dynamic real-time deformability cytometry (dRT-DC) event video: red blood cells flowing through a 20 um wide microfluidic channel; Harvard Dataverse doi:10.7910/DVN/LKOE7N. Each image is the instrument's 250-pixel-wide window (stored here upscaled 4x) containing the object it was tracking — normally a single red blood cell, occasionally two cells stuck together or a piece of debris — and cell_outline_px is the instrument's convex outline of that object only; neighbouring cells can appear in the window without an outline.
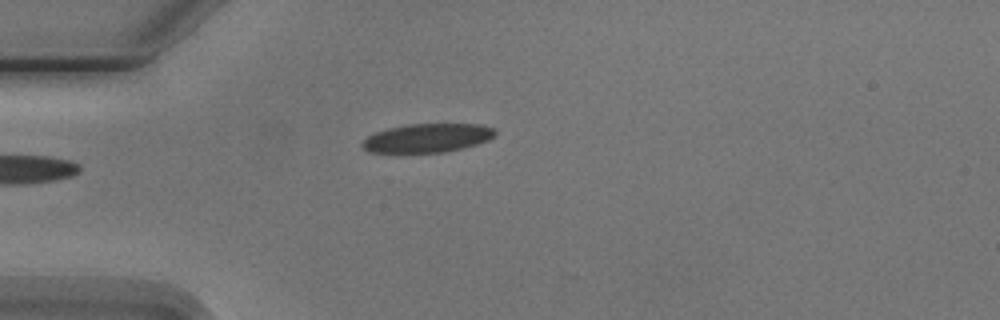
{"species": "Egyptian fruit bat (a non-hibernating species)", "species_latin": "Rousettus aegyptiacus", "temperature_condition": "cold", "stored_images_in_passage": 4, "camera_frame_rate_fps": 3000, "um_per_image_px": 0.085, "animal": {"sex": "male"}, "frame": {"image": 1, "passage_image": 4, "time_ms": 4.333, "image_size_px": [1000, 320], "cell_outline_px": [[496, 132], [488, 140], [476, 144], [444, 152], [368, 152], [360, 144], [368, 136], [376, 132], [388, 128], [408, 124], [480, 124], [492, 128]], "centroid_in_image_um": [36.29, 11.72], "position_along_channel_um": 48.7, "area_um2": 21.91}}